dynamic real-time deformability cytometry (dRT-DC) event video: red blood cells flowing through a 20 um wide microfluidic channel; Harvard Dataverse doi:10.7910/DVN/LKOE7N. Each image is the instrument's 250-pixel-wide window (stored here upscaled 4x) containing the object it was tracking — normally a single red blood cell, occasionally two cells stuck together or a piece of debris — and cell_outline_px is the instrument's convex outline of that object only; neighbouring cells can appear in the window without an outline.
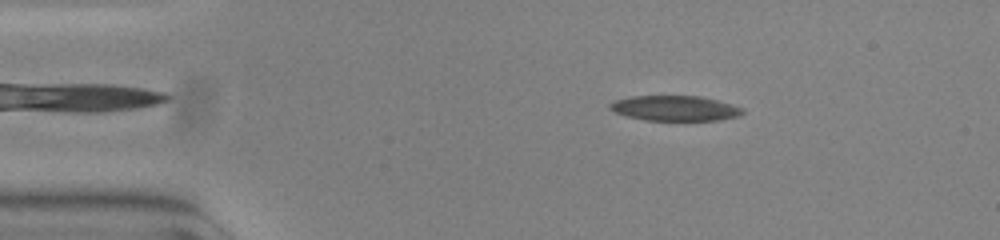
{"species": "common noctule bat (a hibernating species)", "species_latin": "Nyctalus noctula", "temperature_condition": "warm", "stored_images_in_passage": 53, "camera_frame_rate_fps": 3000, "um_per_image_px": 0.085, "animal": {"sex": "female", "body_mass_g": 23.0, "forearm_length_mm": 53.4}, "frame": {"image": 1, "passage_image": 8, "time_ms": 2.333, "image_size_px": [1000, 240], "cell_outline_px": [[744, 112], [740, 116], [720, 120], [644, 120], [628, 116], [616, 112], [608, 108], [608, 104], [616, 100], [632, 96], [700, 96], [716, 100], [744, 108]], "centroid_in_image_um": [57.39, 9.2], "position_along_channel_um": 27.6, "area_um2": 19.36}}
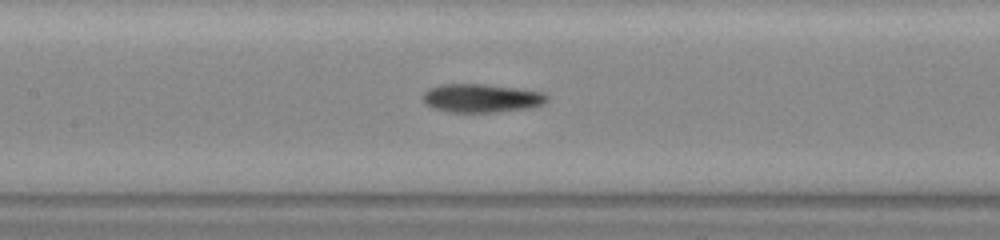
{"frame": {"image": 2, "passage_image": 24, "time_ms": 7.667, "image_size_px": [1000, 240], "cell_outline_px": [[548, 100], [544, 104], [532, 108], [496, 112], [448, 112], [436, 108], [428, 104], [424, 100], [424, 92], [428, 88], [440, 84], [484, 84], [516, 88], [544, 92], [548, 96]], "centroid_in_image_um": [40.98, 8.34], "position_along_channel_um": 166.4, "area_um2": 20.63}}
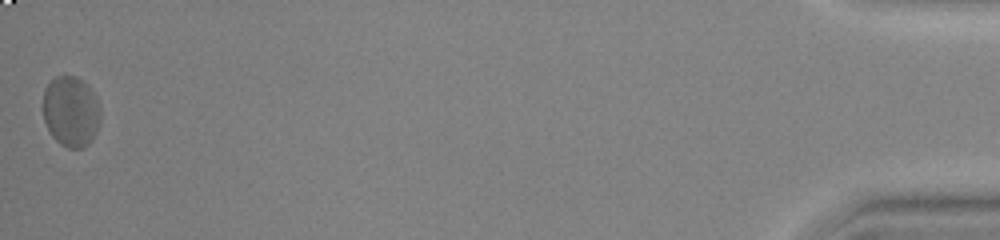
{"frame": {"image": 3, "passage_image": 53, "time_ms": 17.333, "image_size_px": [1000, 240], "cell_outline_px": [[100, 124], [92, 140], [88, 144], [80, 148], [68, 148], [60, 144], [52, 136], [44, 120], [44, 88], [56, 76], [64, 72], [76, 76], [88, 84], [92, 88], [100, 108]], "centroid_in_image_um": [6.05, 9.43], "position_along_channel_um": 429.2, "area_um2": 24.04}, "authors_computed_cell_mechanics": {"area_um2": 20.7502, "velocity_mm_per_s": 3.7461, "shape_relaxation_time_tau1_ms": null, "shape_relaxation_time_tau2_ms": 2.2315, "deformation_change_tau1": null, "deformation_change_tau2": 0.0843}}